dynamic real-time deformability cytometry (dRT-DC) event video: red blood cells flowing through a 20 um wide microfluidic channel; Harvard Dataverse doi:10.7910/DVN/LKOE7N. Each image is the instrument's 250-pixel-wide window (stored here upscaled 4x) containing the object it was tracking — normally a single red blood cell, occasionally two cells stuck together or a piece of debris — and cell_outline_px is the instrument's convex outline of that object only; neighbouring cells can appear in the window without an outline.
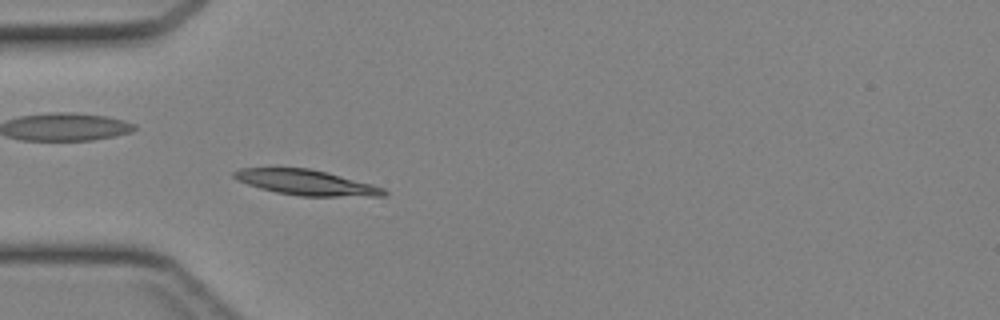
{"species": "Egyptian fruit bat (a non-hibernating species)", "species_latin": "Rousettus aegyptiacus", "temperature_condition": "cold", "stored_images_in_passage": 38, "camera_frame_rate_fps": 3000, "um_per_image_px": 0.085, "animal": {"sex": "female"}, "frame": {"image": 1, "passage_image": 13, "time_ms": 4.0, "image_size_px": [1000, 320], "cell_outline_px": [[388, 192], [384, 196], [304, 196], [280, 192], [248, 184], [232, 176], [232, 172], [240, 168], [308, 168], [324, 172], [384, 188]], "centroid_in_image_um": [26.03, 15.51], "position_along_channel_um": 59.0, "area_um2": 21.27}}
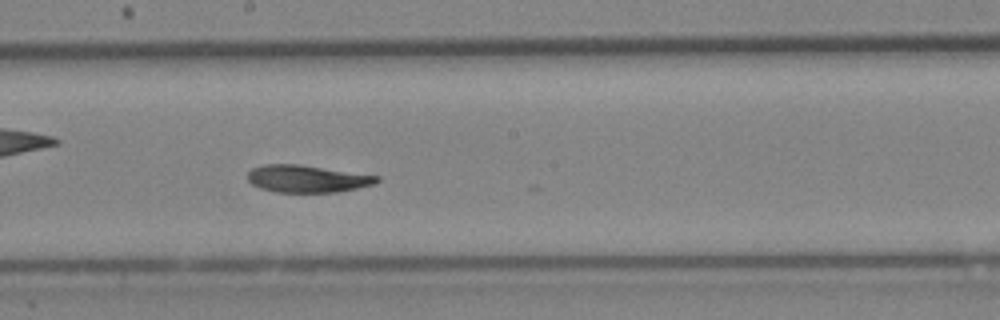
{"frame": {"image": 2, "passage_image": 24, "time_ms": 7.667, "image_size_px": [1000, 320], "cell_outline_px": [[380, 180], [372, 184], [332, 192], [280, 192], [264, 188], [252, 184], [248, 180], [248, 172], [252, 168], [268, 164], [296, 164], [380, 176]], "centroid_in_image_um": [26.08, 15.18], "position_along_channel_um": 222.1, "area_um2": 19.88}}
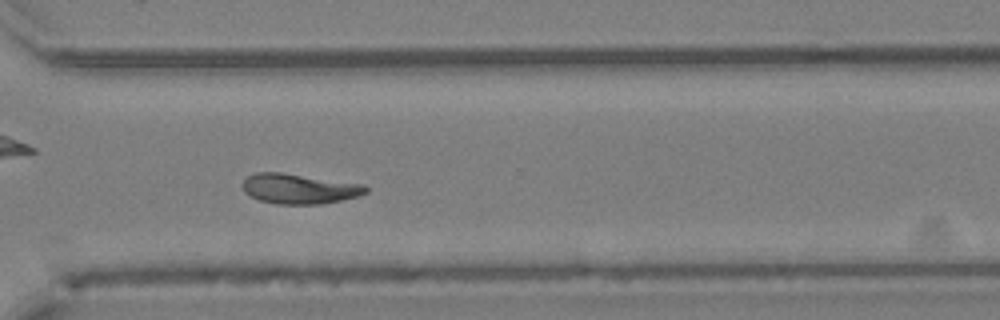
{"frame": {"image": 3, "passage_image": 32, "time_ms": 10.333, "image_size_px": [1000, 320], "cell_outline_px": [[368, 192], [356, 196], [340, 200], [320, 204], [276, 204], [260, 200], [244, 192], [244, 180], [248, 176], [256, 172], [280, 172], [360, 184], [368, 188]], "centroid_in_image_um": [25.4, 16.04], "position_along_channel_um": 345.2, "area_um2": 21.1}}